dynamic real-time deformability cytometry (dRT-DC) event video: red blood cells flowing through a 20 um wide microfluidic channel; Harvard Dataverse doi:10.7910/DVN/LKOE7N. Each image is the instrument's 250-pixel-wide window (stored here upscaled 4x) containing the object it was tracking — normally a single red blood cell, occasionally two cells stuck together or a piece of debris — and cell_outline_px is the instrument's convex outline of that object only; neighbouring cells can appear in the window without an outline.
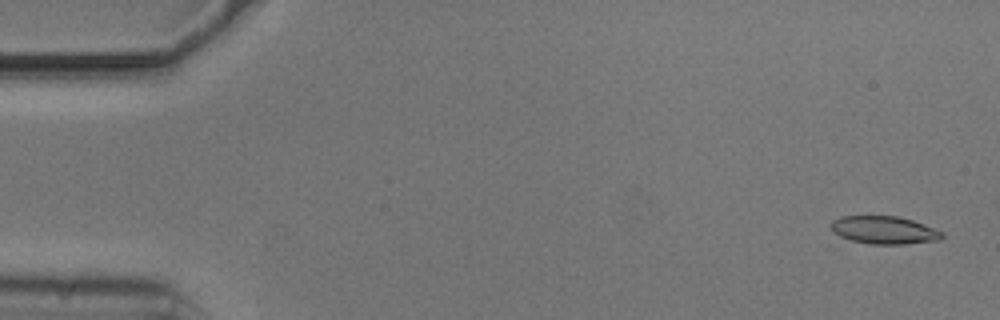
{"species": "common noctule bat (a hibernating species)", "species_latin": "Nyctalus noctula", "temperature_condition": "cold", "stored_images_in_passage": 54, "camera_frame_rate_fps": 3000, "um_per_image_px": 0.085, "animal": {"sex": "male", "body_mass_g": 20.5, "forearm_length_mm": 52.5}, "frame": {"image": 1, "passage_image": 2, "time_ms": 0.333, "image_size_px": [1000, 320], "cell_outline_px": [[944, 236], [940, 240], [904, 244], [868, 244], [840, 240], [832, 232], [828, 224], [832, 220], [840, 216], [896, 216], [912, 220], [944, 232]], "centroid_in_image_um": [75.03, 19.57], "position_along_channel_um": 10.0, "area_um2": 18.61}}
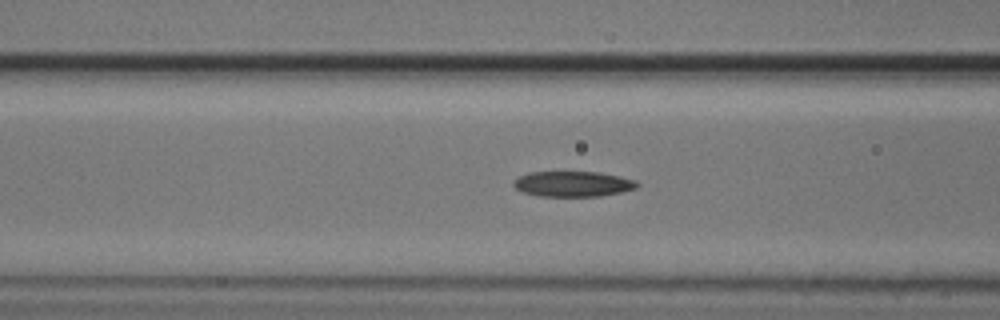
{"frame": {"image": 2, "passage_image": 21, "time_ms": 6.667, "image_size_px": [1000, 320], "cell_outline_px": [[640, 184], [636, 188], [620, 192], [600, 196], [540, 196], [524, 192], [516, 188], [512, 184], [512, 180], [528, 172], [600, 172], [620, 176], [636, 180]], "centroid_in_image_um": [48.7, 15.62], "position_along_channel_um": 117.9, "area_um2": 18.32}}
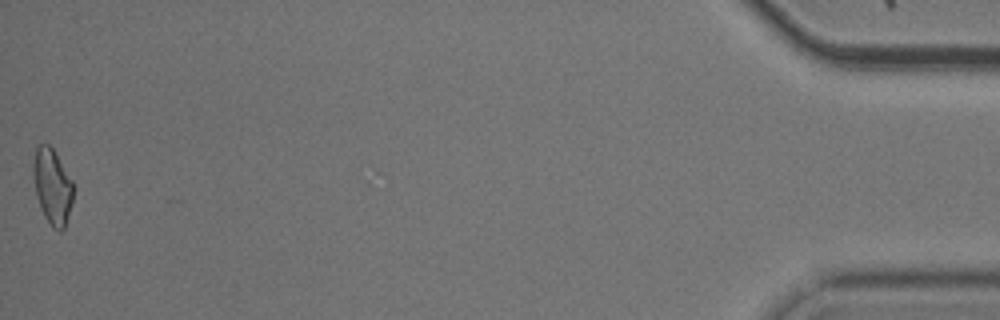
{"frame": {"image": 3, "passage_image": 54, "time_ms": 17.667, "image_size_px": [1000, 320], "cell_outline_px": [[72, 200], [64, 228], [60, 232], [52, 228], [44, 216], [40, 208], [36, 196], [32, 172], [32, 164], [36, 148], [40, 144], [48, 144], [52, 148], [72, 180]], "centroid_in_image_um": [4.41, 15.85], "position_along_channel_um": 430.8, "area_um2": 17.46}, "authors_computed_cell_mechanics": {"area_um2": 18.2937, "velocity_mm_per_s": 3.7299, "shape_relaxation_time_tau1_ms": 2.9012, "shape_relaxation_time_tau2_ms": null, "deformation_change_tau1": 0.1137, "deformation_change_tau2": null}}